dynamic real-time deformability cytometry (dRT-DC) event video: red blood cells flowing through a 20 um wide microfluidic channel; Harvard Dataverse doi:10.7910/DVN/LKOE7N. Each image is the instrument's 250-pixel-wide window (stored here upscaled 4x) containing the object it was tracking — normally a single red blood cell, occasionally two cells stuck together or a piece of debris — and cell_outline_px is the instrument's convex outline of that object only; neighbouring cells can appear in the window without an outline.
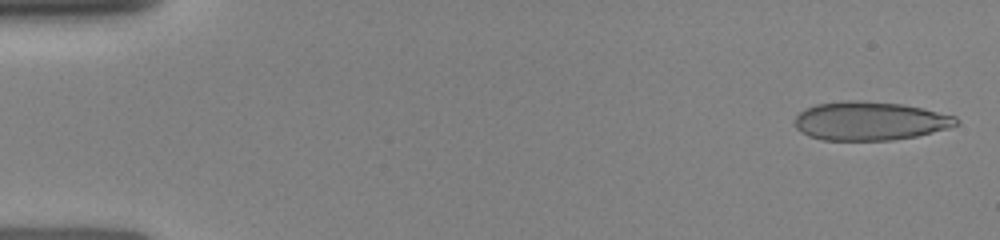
{"species": "human", "species_latin": "Homo sapiens", "temperature_condition": "room temperature", "stored_images_in_passage": 25, "camera_frame_rate_fps": 3000, "um_per_image_px": 0.085, "donor": {"sex": "female"}, "frame": {"image": 1, "passage_image": 1, "time_ms": 0.0, "image_size_px": [1000, 240], "cell_outline_px": [[960, 124], [952, 128], [916, 136], [892, 140], [824, 140], [808, 136], [800, 132], [796, 128], [796, 116], [800, 112], [816, 104], [848, 100], [856, 100], [900, 104], [924, 108], [956, 116], [960, 120]], "centroid_in_image_um": [74.0, 10.29], "position_along_channel_um": 11.0, "area_um2": 36.53}}
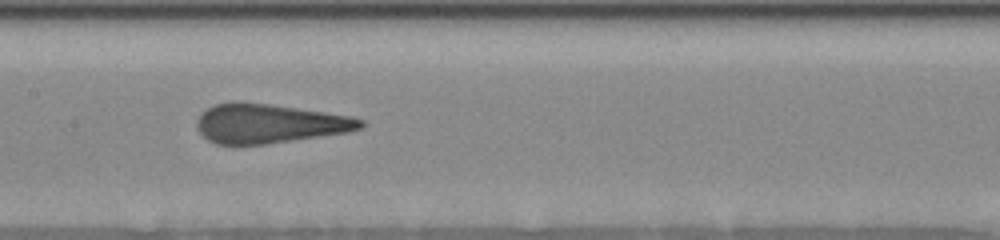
{"frame": {"image": 2, "passage_image": 15, "time_ms": 7.333, "image_size_px": [1000, 240], "cell_outline_px": [[364, 128], [348, 132], [264, 144], [216, 144], [208, 140], [196, 128], [196, 120], [208, 108], [216, 104], [232, 100], [240, 100], [352, 116], [364, 120]], "centroid_in_image_um": [22.88, 10.49], "position_along_channel_um": 184.5, "area_um2": 37.34}}
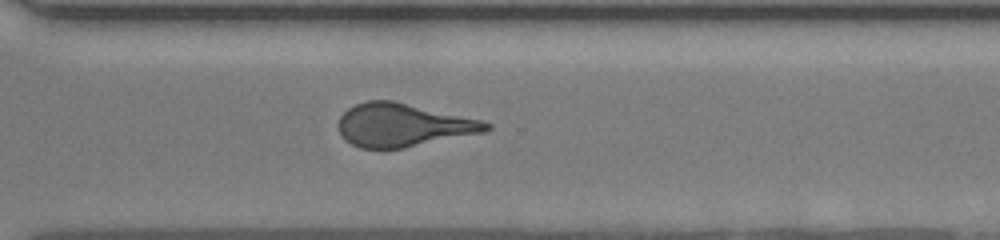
{"frame": {"image": 3, "passage_image": 25, "time_ms": 11.0, "image_size_px": [1000, 240], "cell_outline_px": [[492, 128], [484, 132], [404, 148], [360, 148], [344, 140], [340, 132], [340, 116], [348, 108], [356, 104], [368, 100], [392, 100], [484, 120], [492, 124]], "centroid_in_image_um": [34.29, 10.63], "position_along_channel_um": 336.3, "area_um2": 37.11}}